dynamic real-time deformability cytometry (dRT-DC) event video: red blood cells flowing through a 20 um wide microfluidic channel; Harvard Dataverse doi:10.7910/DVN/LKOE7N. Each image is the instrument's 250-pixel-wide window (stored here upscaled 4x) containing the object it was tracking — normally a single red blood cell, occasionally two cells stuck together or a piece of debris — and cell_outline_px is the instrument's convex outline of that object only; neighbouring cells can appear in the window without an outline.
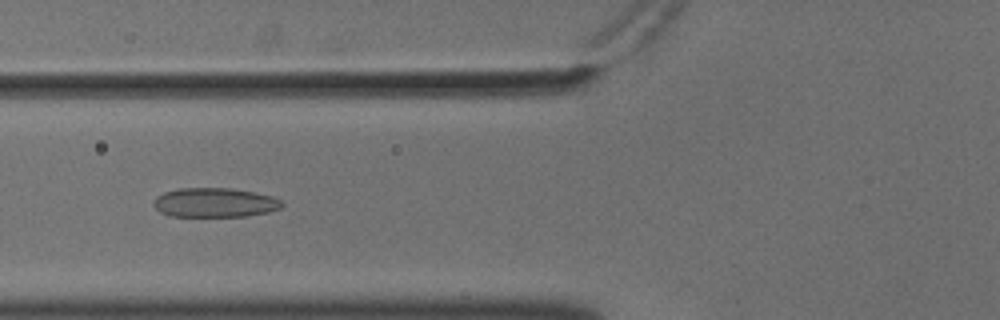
{"species": "common noctule bat (a hibernating species)", "species_latin": "Nyctalus noctula", "temperature_condition": "cold", "stored_images_in_passage": 56, "camera_frame_rate_fps": 3000, "um_per_image_px": 0.085, "animal": {"sex": "male", "body_mass_g": 18.8}, "frame": {"image": 1, "passage_image": 22, "time_ms": 7.0, "image_size_px": [1000, 320], "cell_outline_px": [[284, 204], [280, 208], [268, 212], [248, 216], [168, 216], [160, 212], [152, 204], [156, 196], [164, 192], [180, 188], [228, 188], [252, 192], [272, 196], [280, 200]], "centroid_in_image_um": [18.22, 17.22], "position_along_channel_um": 107.6, "area_um2": 21.91}}
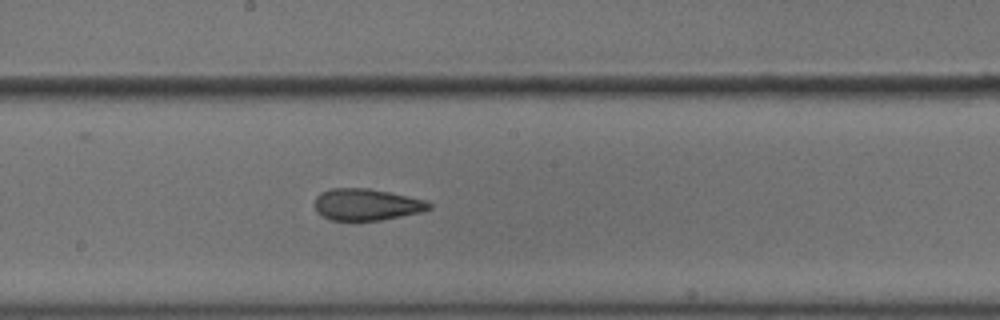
{"frame": {"image": 2, "passage_image": 31, "time_ms": 10.0, "image_size_px": [1000, 320], "cell_outline_px": [[432, 208], [420, 212], [380, 220], [328, 220], [316, 212], [316, 196], [320, 192], [332, 188], [368, 188], [388, 192], [424, 200], [432, 204]], "centroid_in_image_um": [31.12, 17.38], "position_along_channel_um": 217.1, "area_um2": 20.92}}
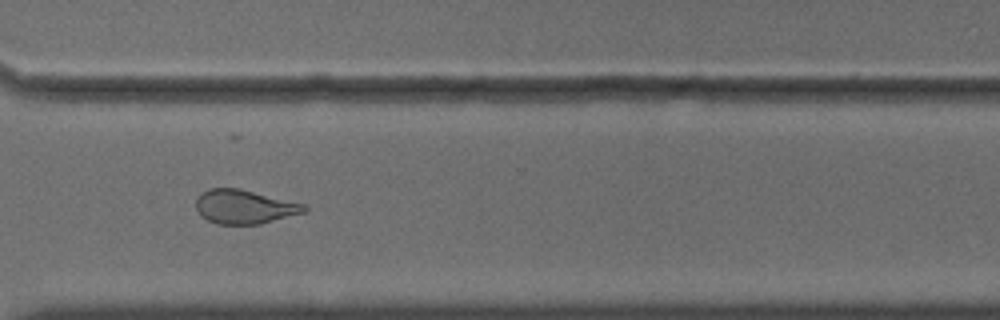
{"frame": {"image": 3, "passage_image": 42, "time_ms": 13.667, "image_size_px": [1000, 320], "cell_outline_px": [[308, 212], [260, 224], [216, 224], [200, 216], [196, 208], [196, 200], [200, 192], [208, 188], [240, 188], [304, 204], [308, 208]], "centroid_in_image_um": [20.77, 17.57], "position_along_channel_um": 349.8, "area_um2": 21.68}, "authors_computed_cell_mechanics": {"area_um2": 23.0044, "velocity_mm_per_s": 3.6296, "shape_relaxation_time_tau1_ms": 4.9, "shape_relaxation_time_tau2_ms": 2.1491, "deformation_change_tau1": 0.1266, "deformation_change_tau2": 0.0966}}